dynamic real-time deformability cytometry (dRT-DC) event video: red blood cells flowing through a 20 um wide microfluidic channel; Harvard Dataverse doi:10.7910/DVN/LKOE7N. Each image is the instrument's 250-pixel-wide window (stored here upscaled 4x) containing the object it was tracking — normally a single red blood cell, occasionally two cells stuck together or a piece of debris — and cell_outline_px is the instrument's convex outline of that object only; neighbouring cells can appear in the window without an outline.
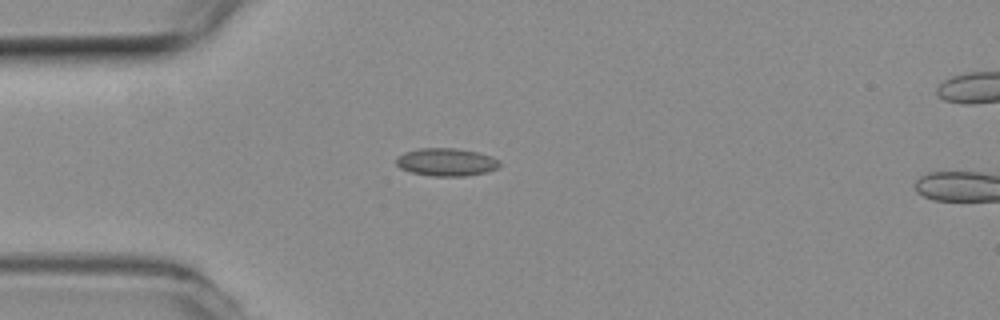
{"species": "common noctule bat (a hibernating species)", "species_latin": "Nyctalus noctula", "temperature_condition": "room temperature", "stored_images_in_passage": 35, "camera_frame_rate_fps": 3000, "um_per_image_px": 0.085, "animal": {"sex": "female", "body_mass_g": 19.3, "forearm_length_mm": 54.1}, "frame": {"image": 1, "passage_image": 6, "time_ms": 1.667, "image_size_px": [1000, 320], "cell_outline_px": [[500, 164], [496, 168], [488, 172], [464, 176], [432, 176], [412, 172], [400, 168], [396, 164], [396, 156], [404, 152], [420, 148], [456, 148], [480, 152], [492, 156], [500, 160]], "centroid_in_image_um": [37.95, 13.77], "position_along_channel_um": 47.1, "area_um2": 16.94}}
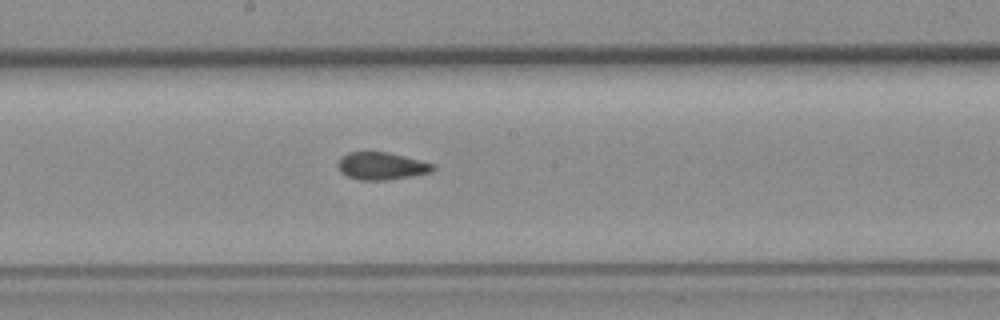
{"frame": {"image": 2, "passage_image": 20, "time_ms": 6.333, "image_size_px": [1000, 320], "cell_outline_px": [[436, 168], [432, 172], [412, 176], [384, 180], [360, 180], [348, 176], [340, 172], [336, 164], [340, 156], [348, 152], [388, 152], [436, 164]], "centroid_in_image_um": [32.42, 14.1], "position_along_channel_um": 215.8, "area_um2": 15.37}}
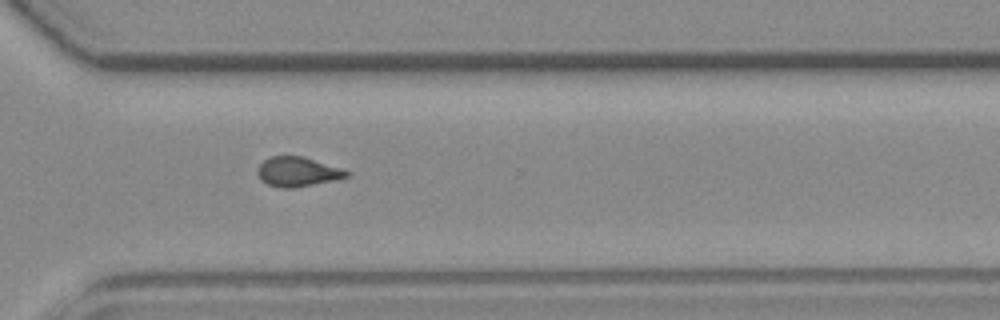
{"frame": {"image": 3, "passage_image": 30, "time_ms": 9.667, "image_size_px": [1000, 320], "cell_outline_px": [[352, 172], [348, 176], [336, 180], [292, 188], [284, 188], [268, 184], [260, 180], [256, 172], [260, 164], [264, 160], [272, 156], [304, 156]], "centroid_in_image_um": [25.3, 14.6], "position_along_channel_um": 345.3, "area_um2": 15.32}, "authors_computed_cell_mechanics": {"area_um2": 15.606, "velocity_mm_per_s": 3.8879, "shape_relaxation_time_tau1_ms": null, "shape_relaxation_time_tau2_ms": 2.0418, "deformation_change_tau1": null, "deformation_change_tau2": 0.0776}}